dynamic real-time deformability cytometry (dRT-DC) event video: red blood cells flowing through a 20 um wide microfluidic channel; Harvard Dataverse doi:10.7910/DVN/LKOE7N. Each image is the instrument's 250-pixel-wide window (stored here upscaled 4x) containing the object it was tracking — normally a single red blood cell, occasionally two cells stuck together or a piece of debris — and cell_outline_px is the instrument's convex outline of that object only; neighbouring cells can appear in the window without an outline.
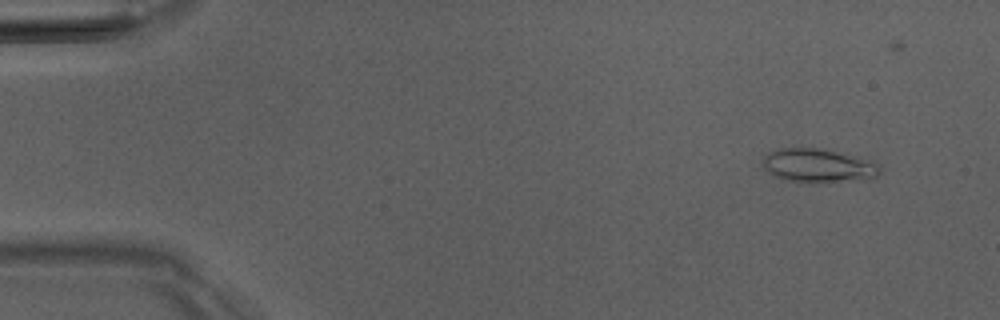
{"species": "Egyptian fruit bat (a non-hibernating species)", "species_latin": "Rousettus aegyptiacus", "temperature_condition": "room temperature", "stored_images_in_passage": 4, "camera_frame_rate_fps": 3000, "um_per_image_px": 0.085, "animal": {"sex": "male"}, "frame": {"image": 1, "passage_image": 1, "time_ms": 0.0, "image_size_px": [1000, 320], "cell_outline_px": [[880, 172], [876, 176], [868, 180], [788, 180], [776, 176], [768, 172], [764, 168], [764, 156], [780, 148], [820, 148], [848, 152], [876, 164], [880, 168]], "centroid_in_image_um": [69.59, 14.03], "position_along_channel_um": 15.4, "area_um2": 22.31}}